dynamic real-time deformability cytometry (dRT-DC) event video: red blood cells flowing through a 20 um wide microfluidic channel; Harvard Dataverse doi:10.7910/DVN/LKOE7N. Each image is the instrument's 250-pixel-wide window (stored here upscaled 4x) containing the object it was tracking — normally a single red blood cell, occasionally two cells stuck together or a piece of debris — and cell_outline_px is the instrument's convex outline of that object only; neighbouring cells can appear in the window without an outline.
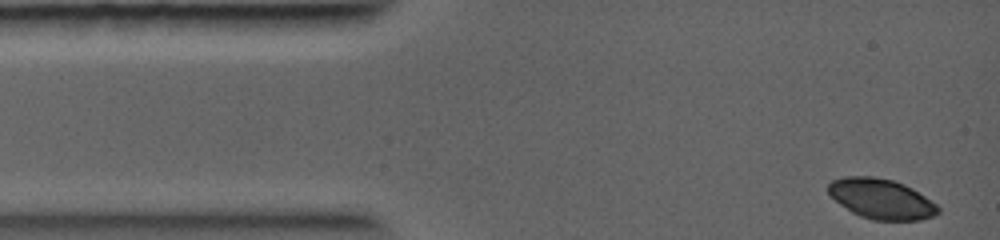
{"species": "common noctule bat (a hibernating species)", "species_latin": "Nyctalus noctula", "temperature_condition": "warm", "stored_images_in_passage": 8, "camera_frame_rate_fps": 5000, "um_per_image_px": 0.085, "animal": {"sex": "female", "body_mass_g": 19.0, "forearm_length_mm": 56.7}, "frame": {"image": 1, "passage_image": 1, "time_ms": 0.0, "image_size_px": [1000, 240], "cell_outline_px": [[940, 212], [932, 216], [920, 220], [872, 220], [860, 216], [852, 212], [840, 204], [828, 192], [828, 184], [832, 180], [844, 176], [872, 176], [892, 180], [904, 184], [912, 188], [936, 204], [940, 208]], "centroid_in_image_um": [74.9, 16.9], "position_along_channel_um": 10.1, "area_um2": 25.55}}